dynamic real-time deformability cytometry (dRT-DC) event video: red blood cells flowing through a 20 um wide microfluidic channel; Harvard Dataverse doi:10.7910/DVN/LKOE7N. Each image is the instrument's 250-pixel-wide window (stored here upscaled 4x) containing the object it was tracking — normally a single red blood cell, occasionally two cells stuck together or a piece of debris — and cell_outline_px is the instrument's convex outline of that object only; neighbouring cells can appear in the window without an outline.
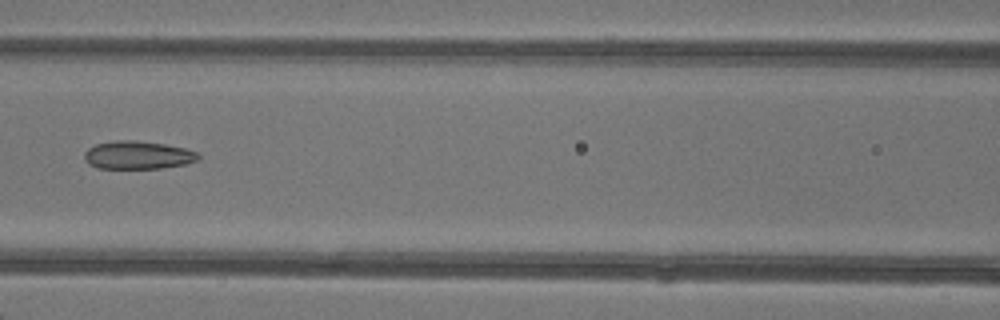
{"species": "common noctule bat (a hibernating species)", "species_latin": "Nyctalus noctula", "temperature_condition": "warm", "stored_images_in_passage": 6, "camera_frame_rate_fps": 3000, "um_per_image_px": 0.085, "animal": {"sex": "female"}, "frame": {"image": 1, "passage_image": 6, "time_ms": 6.667, "image_size_px": [1000, 320], "cell_outline_px": [[200, 160], [184, 164], [160, 168], [96, 168], [88, 164], [84, 160], [84, 152], [88, 148], [96, 144], [116, 140], [132, 140], [164, 144], [184, 148], [196, 152], [200, 156]], "centroid_in_image_um": [11.68, 13.18], "position_along_channel_um": 154.9, "area_um2": 18.61}}